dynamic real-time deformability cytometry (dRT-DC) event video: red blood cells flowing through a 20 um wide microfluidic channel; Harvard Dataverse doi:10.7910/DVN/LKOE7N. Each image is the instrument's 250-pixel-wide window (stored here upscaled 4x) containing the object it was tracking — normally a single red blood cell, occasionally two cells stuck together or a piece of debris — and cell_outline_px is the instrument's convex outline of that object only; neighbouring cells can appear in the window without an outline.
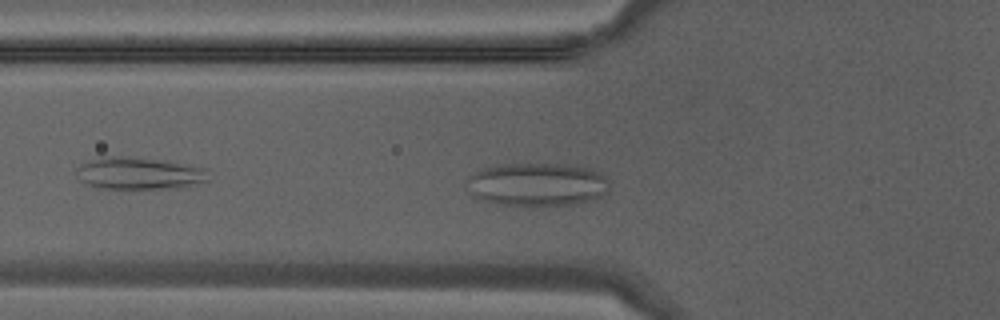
{"species": "Egyptian fruit bat (a non-hibernating species)", "species_latin": "Rousettus aegyptiacus", "temperature_condition": "warm", "stored_images_in_passage": 23, "camera_frame_rate_fps": 3000, "um_per_image_px": 0.085, "animal": {"sex": "male"}, "frame": {"image": 1, "passage_image": 4, "time_ms": 1.0, "image_size_px": [1000, 320], "cell_outline_px": [[608, 192], [604, 196], [592, 200], [576, 204], [496, 204], [472, 196], [464, 184], [464, 180], [480, 168], [500, 164], [580, 164], [592, 168], [604, 176], [608, 180]], "centroid_in_image_um": [45.65, 15.64], "position_along_channel_um": 80.1, "area_um2": 36.36}}